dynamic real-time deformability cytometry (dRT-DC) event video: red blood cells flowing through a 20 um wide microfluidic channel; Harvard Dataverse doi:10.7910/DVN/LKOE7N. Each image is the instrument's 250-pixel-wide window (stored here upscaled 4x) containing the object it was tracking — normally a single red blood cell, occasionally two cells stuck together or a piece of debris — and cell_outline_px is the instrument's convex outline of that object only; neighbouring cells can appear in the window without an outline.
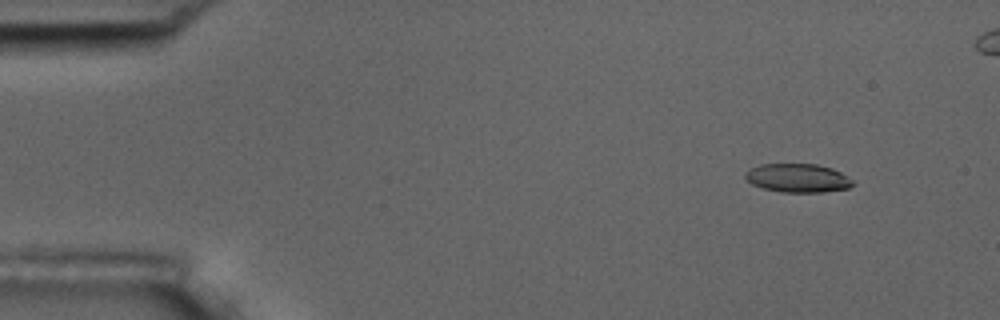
{"species": "common noctule bat (a hibernating species)", "species_latin": "Nyctalus noctula", "temperature_condition": "room temperature", "stored_images_in_passage": 5, "camera_frame_rate_fps": 3000, "um_per_image_px": 0.085, "animal": {"sex": "male", "body_mass_g": 17.5, "forearm_length_mm": 52.3}, "frame": {"image": 1, "passage_image": 1, "time_ms": 0.0, "image_size_px": [1000, 320], "cell_outline_px": [[856, 184], [848, 188], [824, 192], [780, 192], [764, 188], [752, 184], [744, 176], [744, 172], [760, 164], [816, 164], [832, 168], [840, 172], [852, 180]], "centroid_in_image_um": [67.82, 15.13], "position_along_channel_um": 17.2, "area_um2": 17.92}}